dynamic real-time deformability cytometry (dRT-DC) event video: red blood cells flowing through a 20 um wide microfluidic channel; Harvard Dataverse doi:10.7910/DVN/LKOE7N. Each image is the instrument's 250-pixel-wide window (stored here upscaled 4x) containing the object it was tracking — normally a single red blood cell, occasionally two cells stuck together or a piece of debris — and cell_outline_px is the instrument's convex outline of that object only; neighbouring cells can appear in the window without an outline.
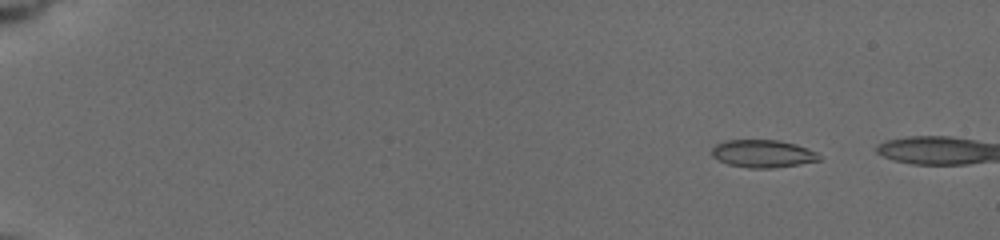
{"species": "common noctule bat (a hibernating species)", "species_latin": "Nyctalus noctula", "temperature_condition": "cold", "stored_images_in_passage": 8, "camera_frame_rate_fps": 3000, "um_per_image_px": 0.085, "animal": {"sex": "female", "body_mass_g": 19.5, "forearm_length_mm": 54.1}, "frame": {"image": 1, "passage_image": 1, "time_ms": 0.0, "image_size_px": [1000, 240], "cell_outline_px": [[820, 160], [772, 168], [748, 168], [728, 164], [712, 156], [712, 148], [716, 144], [724, 140], [776, 140], [796, 144], [808, 148], [816, 152], [820, 156]], "centroid_in_image_um": [64.82, 13.05], "position_along_channel_um": 20.2, "area_um2": 17.17}}